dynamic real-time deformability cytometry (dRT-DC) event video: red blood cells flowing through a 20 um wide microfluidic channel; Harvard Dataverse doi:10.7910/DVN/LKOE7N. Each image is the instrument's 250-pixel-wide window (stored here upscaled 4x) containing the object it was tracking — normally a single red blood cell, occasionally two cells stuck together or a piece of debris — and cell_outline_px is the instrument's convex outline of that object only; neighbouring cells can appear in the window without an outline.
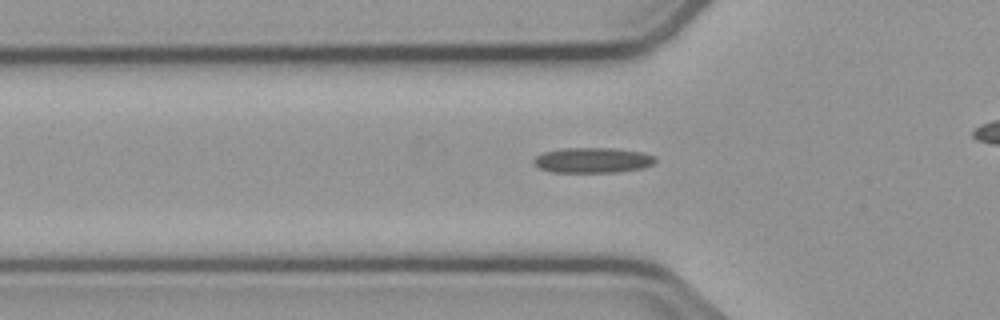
{"species": "common noctule bat (a hibernating species)", "species_latin": "Nyctalus noctula", "temperature_condition": "cold", "stored_images_in_passage": 39, "camera_frame_rate_fps": 3000, "um_per_image_px": 0.085, "animal": {"sex": "male", "body_mass_g": 23.1, "forearm_length_mm": 52.7}, "frame": {"image": 1, "passage_image": 13, "time_ms": 4.0, "image_size_px": [1000, 320], "cell_outline_px": [[656, 160], [652, 164], [644, 168], [616, 172], [548, 172], [532, 164], [532, 160], [536, 156], [544, 152], [564, 148], [612, 148], [644, 152], [656, 156]], "centroid_in_image_um": [50.37, 13.62], "position_along_channel_um": 75.4, "area_um2": 18.09}}
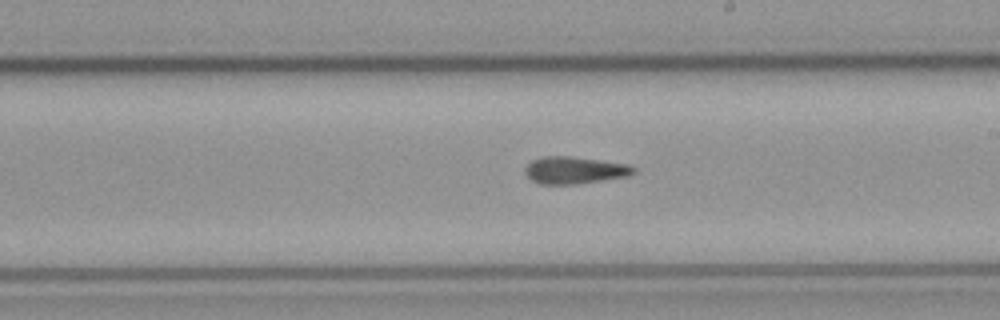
{"frame": {"image": 2, "passage_image": 26, "time_ms": 8.333, "image_size_px": [1000, 320], "cell_outline_px": [[636, 172], [628, 176], [576, 184], [540, 184], [532, 180], [524, 172], [524, 168], [532, 160], [544, 156], [568, 156], [628, 164], [636, 168]], "centroid_in_image_um": [48.83, 14.47], "position_along_channel_um": 240.2, "area_um2": 17.05}}
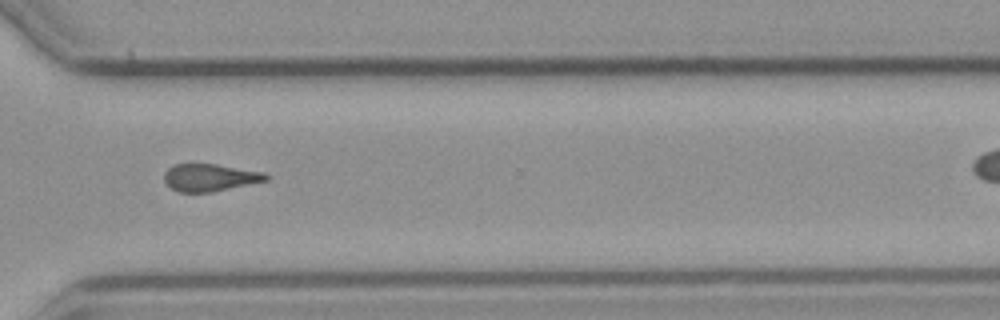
{"frame": {"image": 3, "passage_image": 35, "time_ms": 11.333, "image_size_px": [1000, 320], "cell_outline_px": [[268, 180], [208, 192], [180, 192], [172, 188], [164, 180], [164, 172], [168, 168], [176, 164], [216, 164], [264, 172], [268, 176]], "centroid_in_image_um": [17.82, 15.07], "position_along_channel_um": 352.8, "area_um2": 15.9}}